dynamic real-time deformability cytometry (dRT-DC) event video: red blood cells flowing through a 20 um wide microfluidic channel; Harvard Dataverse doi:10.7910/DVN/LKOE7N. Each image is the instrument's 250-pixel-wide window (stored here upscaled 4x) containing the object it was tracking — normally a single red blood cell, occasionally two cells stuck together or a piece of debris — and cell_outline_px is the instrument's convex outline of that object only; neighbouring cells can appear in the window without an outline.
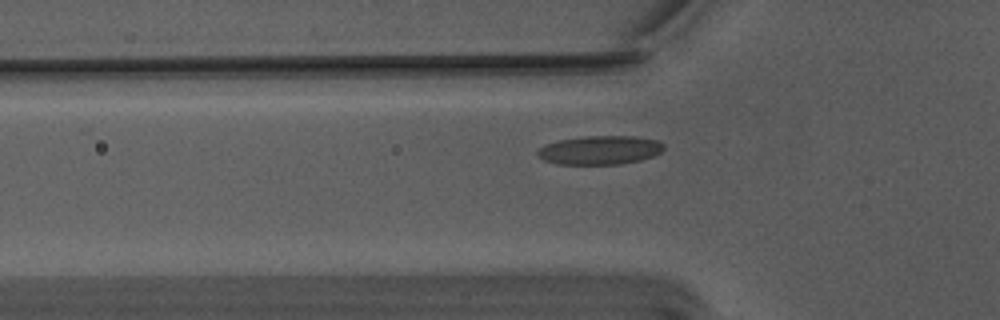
{"species": "Egyptian fruit bat (a non-hibernating species)", "species_latin": "Rousettus aegyptiacus", "temperature_condition": "warm", "stored_images_in_passage": 46, "camera_frame_rate_fps": 3000, "um_per_image_px": 0.085, "animal": {"sex": "male"}, "frame": {"image": 1, "passage_image": 16, "time_ms": 5.0, "image_size_px": [1000, 320], "cell_outline_px": [[664, 148], [660, 152], [652, 156], [640, 160], [620, 164], [556, 164], [544, 160], [536, 152], [544, 144], [560, 140], [588, 136], [632, 136], [656, 140], [664, 144]], "centroid_in_image_um": [50.98, 12.76], "position_along_channel_um": 74.8, "area_um2": 20.98}}
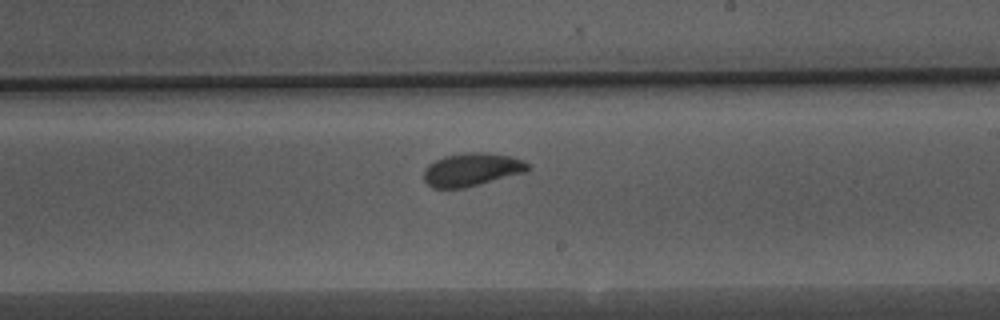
{"frame": {"image": 2, "passage_image": 30, "time_ms": 9.667, "image_size_px": [1000, 320], "cell_outline_px": [[532, 168], [528, 172], [464, 188], [432, 188], [424, 180], [424, 168], [428, 164], [444, 156], [468, 152], [488, 152], [512, 156], [524, 160], [532, 164]], "centroid_in_image_um": [40.17, 14.4], "position_along_channel_um": 248.8, "area_um2": 20.52}}
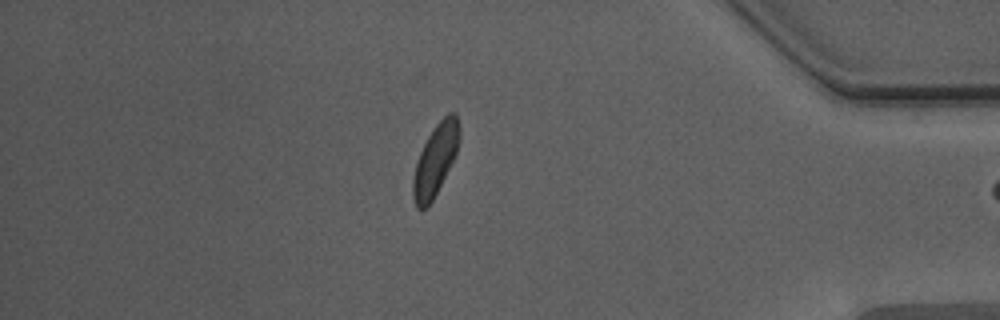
{"frame": {"image": 3, "passage_image": 45, "time_ms": 14.667, "image_size_px": [1000, 320], "cell_outline_px": [[460, 140], [456, 156], [428, 208], [420, 212], [416, 208], [412, 196], [412, 180], [416, 164], [420, 152], [428, 136], [436, 124], [448, 112], [456, 112], [460, 128]], "centroid_in_image_um": [37.01, 13.62], "position_along_channel_um": 398.2, "area_um2": 19.59}, "authors_computed_cell_mechanics": {"area_um2": 19.941, "velocity_mm_per_s": 3.733, "shape_relaxation_time_tau1_ms": 3.0279, "shape_relaxation_time_tau2_ms": 1.1556, "deformation_change_tau1": 0.1011, "deformation_change_tau2": 0.0762}}